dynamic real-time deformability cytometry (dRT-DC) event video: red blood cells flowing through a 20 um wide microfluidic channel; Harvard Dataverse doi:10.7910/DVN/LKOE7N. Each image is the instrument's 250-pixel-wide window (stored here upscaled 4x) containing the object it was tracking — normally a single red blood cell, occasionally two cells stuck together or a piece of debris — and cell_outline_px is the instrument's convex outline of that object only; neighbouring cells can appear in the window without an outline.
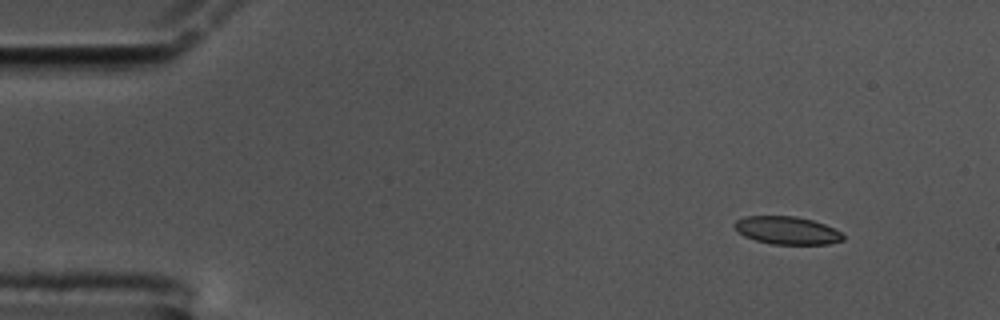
{"species": "common noctule bat (a hibernating species)", "species_latin": "Nyctalus noctula", "temperature_condition": "cold", "stored_images_in_passage": 36, "camera_frame_rate_fps": 3000, "um_per_image_px": 0.085, "animal": {"sex": "male", "body_mass_g": 17.5, "forearm_length_mm": 52.3}, "frame": {"image": 1, "passage_image": 1, "time_ms": 0.0, "image_size_px": [1000, 320], "cell_outline_px": [[844, 240], [828, 244], [772, 244], [756, 240], [744, 236], [732, 224], [736, 220], [744, 216], [796, 216], [812, 220], [824, 224], [840, 232], [844, 236]], "centroid_in_image_um": [66.89, 19.58], "position_along_channel_um": 18.1, "area_um2": 17.51}}
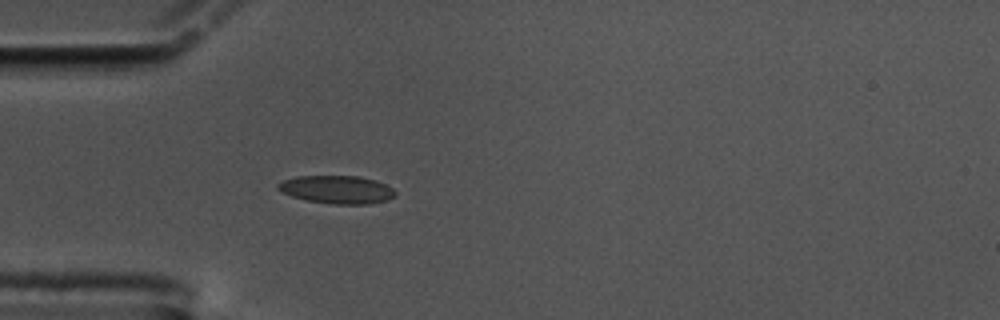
{"frame": {"image": 2, "passage_image": 12, "time_ms": 3.667, "image_size_px": [1000, 320], "cell_outline_px": [[396, 196], [388, 200], [368, 204], [332, 204], [308, 200], [292, 196], [280, 192], [276, 188], [276, 184], [284, 180], [296, 176], [360, 176], [376, 180], [392, 188], [396, 192]], "centroid_in_image_um": [28.64, 16.11], "position_along_channel_um": 56.4, "area_um2": 19.25}}
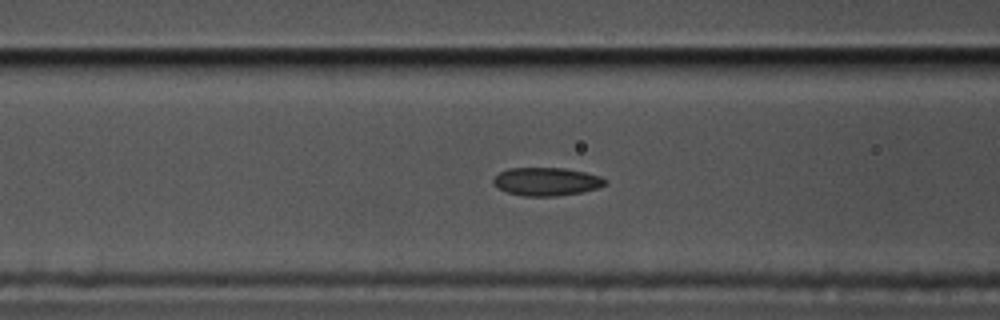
{"frame": {"image": 3, "passage_image": 18, "time_ms": 5.667, "image_size_px": [1000, 320], "cell_outline_px": [[608, 184], [596, 188], [580, 192], [556, 196], [524, 196], [508, 192], [500, 188], [492, 180], [500, 172], [508, 168], [564, 168], [584, 172], [600, 176], [608, 180]], "centroid_in_image_um": [46.49, 15.43], "position_along_channel_um": 120.1, "area_um2": 18.15}}